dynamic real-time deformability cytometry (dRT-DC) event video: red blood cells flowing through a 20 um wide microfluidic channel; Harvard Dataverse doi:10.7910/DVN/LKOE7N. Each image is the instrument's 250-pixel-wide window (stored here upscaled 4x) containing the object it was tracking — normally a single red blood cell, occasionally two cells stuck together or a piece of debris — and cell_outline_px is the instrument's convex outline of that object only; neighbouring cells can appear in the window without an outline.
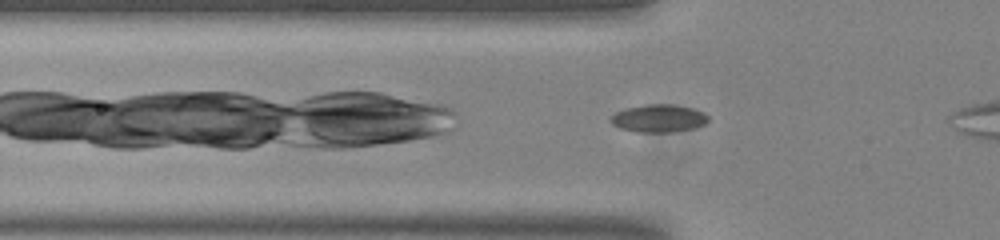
{"species": "common noctule bat (a hibernating species)", "species_latin": "Nyctalus noctula", "temperature_condition": "room temperature", "stored_images_in_passage": 17, "camera_frame_rate_fps": 3000, "um_per_image_px": 0.085, "animal": {"sex": "male", "body_mass_g": 20.0, "forearm_length_mm": 53.3}, "frame": {"image": 1, "passage_image": 4, "time_ms": 1.0, "image_size_px": [1000, 240], "cell_outline_px": [[708, 120], [704, 124], [692, 128], [672, 132], [636, 132], [620, 128], [612, 124], [612, 116], [616, 112], [624, 108], [644, 104], [672, 104], [692, 108], [704, 112], [708, 116]], "centroid_in_image_um": [55.98, 10.05], "position_along_channel_um": 69.8, "area_um2": 15.72}}
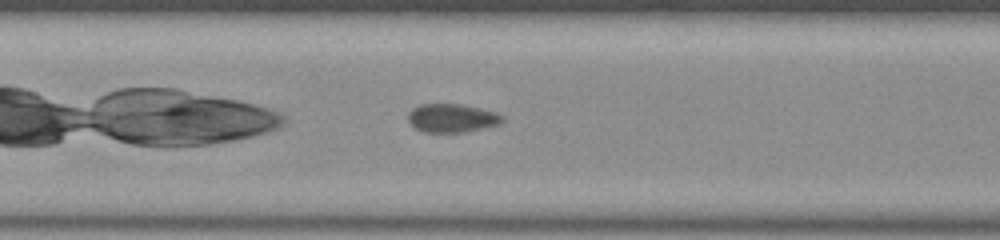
{"frame": {"image": 2, "passage_image": 12, "time_ms": 3.667, "image_size_px": [1000, 240], "cell_outline_px": [[504, 120], [500, 124], [484, 128], [460, 132], [424, 132], [416, 128], [408, 120], [408, 112], [412, 108], [420, 104], [460, 104], [480, 108], [496, 112], [504, 116]], "centroid_in_image_um": [38.43, 10.03], "position_along_channel_um": 169.0, "area_um2": 15.66}}
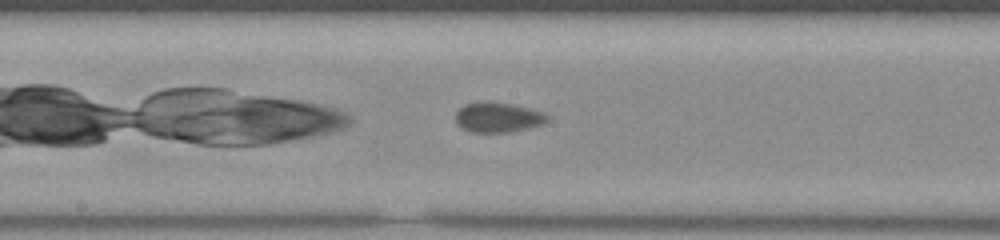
{"frame": {"image": 3, "passage_image": 15, "time_ms": 4.667, "image_size_px": [1000, 240], "cell_outline_px": [[548, 120], [544, 124], [528, 128], [508, 132], [472, 132], [456, 124], [456, 112], [464, 104], [512, 104], [544, 112], [548, 116]], "centroid_in_image_um": [42.36, 10.01], "position_along_channel_um": 205.8, "area_um2": 15.43}}